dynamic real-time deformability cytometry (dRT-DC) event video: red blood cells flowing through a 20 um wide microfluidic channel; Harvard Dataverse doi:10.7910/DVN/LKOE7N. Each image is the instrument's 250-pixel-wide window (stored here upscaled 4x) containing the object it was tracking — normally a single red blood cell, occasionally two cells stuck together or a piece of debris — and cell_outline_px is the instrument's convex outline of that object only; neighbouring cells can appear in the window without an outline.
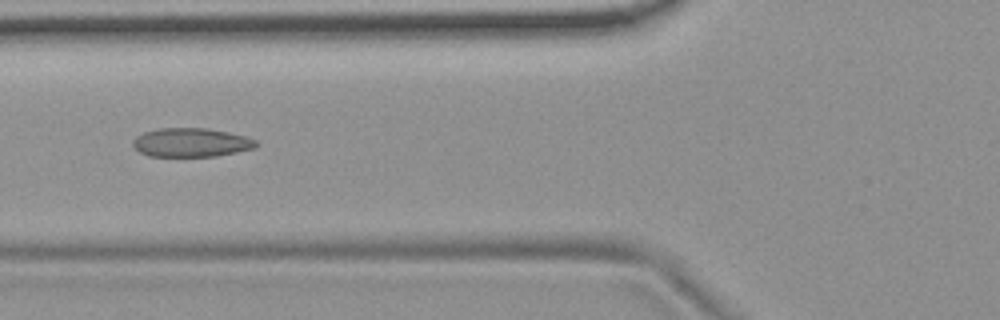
{"species": "common noctule bat (a hibernating species)", "species_latin": "Nyctalus noctula", "temperature_condition": "room temperature", "stored_images_in_passage": 39, "camera_frame_rate_fps": 3000, "um_per_image_px": 0.085, "animal": {"sex": "female", "body_mass_g": 19.9}, "frame": {"image": 1, "passage_image": 6, "time_ms": 1.667, "image_size_px": [1000, 320], "cell_outline_px": [[260, 144], [256, 148], [216, 156], [148, 156], [140, 152], [132, 144], [132, 140], [136, 136], [144, 132], [156, 128], [208, 128], [248, 136], [256, 140]], "centroid_in_image_um": [16.28, 12.1], "position_along_channel_um": 109.5, "area_um2": 20.92}, "authors_computed_cell_mechanics": {"area_um2": 20.3456, "velocity_mm_per_s": 3.7234, "shape_relaxation_time_tau1_ms": 10.0184, "shape_relaxation_time_tau2_ms": 1.2805, "deformation_change_tau1": 0.2213, "deformation_change_tau2": 0.0679}}